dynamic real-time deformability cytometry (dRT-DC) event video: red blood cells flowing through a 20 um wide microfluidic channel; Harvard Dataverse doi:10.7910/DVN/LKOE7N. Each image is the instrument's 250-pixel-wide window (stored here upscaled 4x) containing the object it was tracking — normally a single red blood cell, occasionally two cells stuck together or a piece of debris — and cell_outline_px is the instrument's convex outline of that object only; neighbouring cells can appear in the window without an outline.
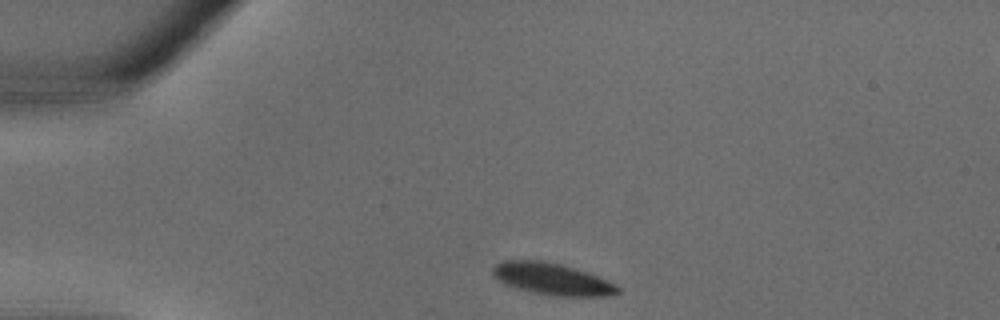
{"species": "common noctule bat (a hibernating species)", "species_latin": "Nyctalus noctula", "temperature_condition": "warm", "stored_images_in_passage": 28, "camera_frame_rate_fps": 3000, "um_per_image_px": 0.085, "animal": {"sex": "male", "body_mass_g": 18.8}, "frame": {"image": 1, "passage_image": 1, "time_ms": 0.0, "image_size_px": [1000, 320], "cell_outline_px": [[620, 292], [604, 296], [560, 296], [536, 292], [516, 288], [504, 284], [496, 280], [492, 276], [492, 268], [496, 264], [504, 260], [540, 260], [560, 264], [576, 268], [588, 272], [616, 284], [620, 288]], "centroid_in_image_um": [46.9, 23.7], "position_along_channel_um": 38.1, "area_um2": 23.12}}
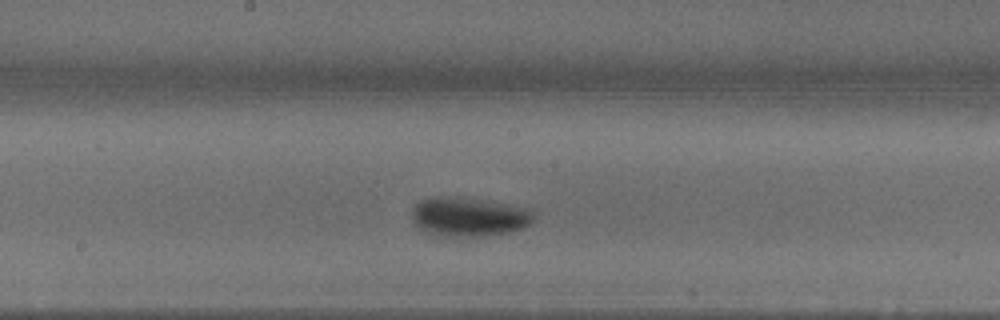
{"frame": {"image": 2, "passage_image": 12, "time_ms": 3.667, "image_size_px": [1000, 320], "cell_outline_px": [[532, 220], [524, 228], [508, 232], [452, 240], [436, 236], [420, 228], [412, 220], [412, 208], [420, 200], [432, 196], [456, 196], [532, 208]], "centroid_in_image_um": [39.79, 18.45], "position_along_channel_um": 208.4, "area_um2": 28.44}}
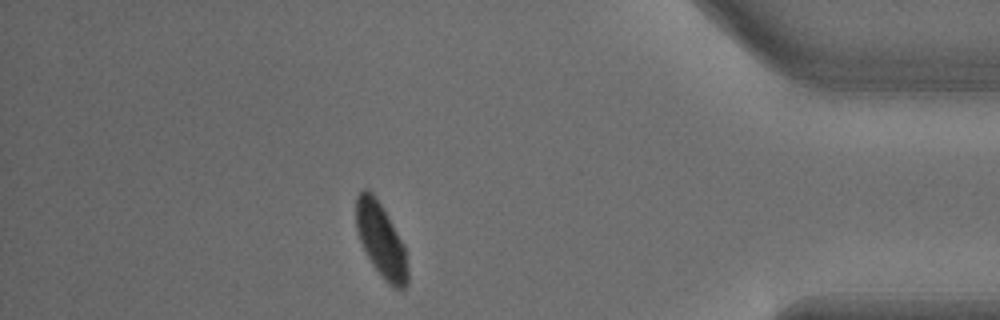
{"frame": {"image": 3, "passage_image": 24, "time_ms": 7.667, "image_size_px": [1000, 320], "cell_outline_px": [[408, 284], [404, 288], [396, 288], [388, 284], [384, 280], [372, 264], [360, 240], [356, 228], [356, 196], [364, 188], [372, 192], [388, 216], [404, 248], [408, 272]], "centroid_in_image_um": [32.37, 20.42], "position_along_channel_um": 402.8, "area_um2": 21.79}}